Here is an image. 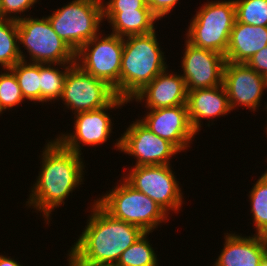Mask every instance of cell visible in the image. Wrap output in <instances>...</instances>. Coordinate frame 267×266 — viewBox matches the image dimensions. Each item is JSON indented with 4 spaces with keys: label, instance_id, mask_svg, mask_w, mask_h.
<instances>
[{
    "label": "cell",
    "instance_id": "obj_1",
    "mask_svg": "<svg viewBox=\"0 0 267 266\" xmlns=\"http://www.w3.org/2000/svg\"><path fill=\"white\" fill-rule=\"evenodd\" d=\"M45 144L40 151V171L25 205L40 212L47 225L52 220V212L84 184L86 164L80 154L64 148L55 138Z\"/></svg>",
    "mask_w": 267,
    "mask_h": 266
},
{
    "label": "cell",
    "instance_id": "obj_2",
    "mask_svg": "<svg viewBox=\"0 0 267 266\" xmlns=\"http://www.w3.org/2000/svg\"><path fill=\"white\" fill-rule=\"evenodd\" d=\"M91 203L83 232L71 248L87 261L116 265L121 254L145 232L135 225L113 218L95 199Z\"/></svg>",
    "mask_w": 267,
    "mask_h": 266
},
{
    "label": "cell",
    "instance_id": "obj_3",
    "mask_svg": "<svg viewBox=\"0 0 267 266\" xmlns=\"http://www.w3.org/2000/svg\"><path fill=\"white\" fill-rule=\"evenodd\" d=\"M156 30L123 38L120 69V97L128 102L168 68L166 55L157 39Z\"/></svg>",
    "mask_w": 267,
    "mask_h": 266
},
{
    "label": "cell",
    "instance_id": "obj_4",
    "mask_svg": "<svg viewBox=\"0 0 267 266\" xmlns=\"http://www.w3.org/2000/svg\"><path fill=\"white\" fill-rule=\"evenodd\" d=\"M119 182L95 200L113 218L135 225L147 233L169 221V215L153 199L134 189L122 176Z\"/></svg>",
    "mask_w": 267,
    "mask_h": 266
},
{
    "label": "cell",
    "instance_id": "obj_5",
    "mask_svg": "<svg viewBox=\"0 0 267 266\" xmlns=\"http://www.w3.org/2000/svg\"><path fill=\"white\" fill-rule=\"evenodd\" d=\"M198 8L190 19L185 40L225 56L236 20L234 0H211Z\"/></svg>",
    "mask_w": 267,
    "mask_h": 266
},
{
    "label": "cell",
    "instance_id": "obj_6",
    "mask_svg": "<svg viewBox=\"0 0 267 266\" xmlns=\"http://www.w3.org/2000/svg\"><path fill=\"white\" fill-rule=\"evenodd\" d=\"M28 16V17H27ZM17 21L21 60L43 64H74L75 52L52 28L48 18L30 14ZM27 56L30 58L27 60Z\"/></svg>",
    "mask_w": 267,
    "mask_h": 266
},
{
    "label": "cell",
    "instance_id": "obj_7",
    "mask_svg": "<svg viewBox=\"0 0 267 266\" xmlns=\"http://www.w3.org/2000/svg\"><path fill=\"white\" fill-rule=\"evenodd\" d=\"M55 33L76 52L100 32L102 0H72L46 16Z\"/></svg>",
    "mask_w": 267,
    "mask_h": 266
},
{
    "label": "cell",
    "instance_id": "obj_8",
    "mask_svg": "<svg viewBox=\"0 0 267 266\" xmlns=\"http://www.w3.org/2000/svg\"><path fill=\"white\" fill-rule=\"evenodd\" d=\"M123 46L122 37L100 32L75 52V64L95 78L107 82L120 97Z\"/></svg>",
    "mask_w": 267,
    "mask_h": 266
},
{
    "label": "cell",
    "instance_id": "obj_9",
    "mask_svg": "<svg viewBox=\"0 0 267 266\" xmlns=\"http://www.w3.org/2000/svg\"><path fill=\"white\" fill-rule=\"evenodd\" d=\"M172 165H142L121 174L134 189L153 199L168 215L179 213L183 201L182 188ZM126 174V175H125ZM174 211V212H173Z\"/></svg>",
    "mask_w": 267,
    "mask_h": 266
},
{
    "label": "cell",
    "instance_id": "obj_10",
    "mask_svg": "<svg viewBox=\"0 0 267 266\" xmlns=\"http://www.w3.org/2000/svg\"><path fill=\"white\" fill-rule=\"evenodd\" d=\"M129 102L117 96L109 105L99 109L80 112L74 115V129L71 132H63L55 136L56 140L66 149L77 154L83 155L84 146L97 147L107 142L111 134L114 133L112 129V118L108 110L121 109Z\"/></svg>",
    "mask_w": 267,
    "mask_h": 266
},
{
    "label": "cell",
    "instance_id": "obj_11",
    "mask_svg": "<svg viewBox=\"0 0 267 266\" xmlns=\"http://www.w3.org/2000/svg\"><path fill=\"white\" fill-rule=\"evenodd\" d=\"M117 97L114 88L73 64L64 80L61 101L75 115L109 105Z\"/></svg>",
    "mask_w": 267,
    "mask_h": 266
},
{
    "label": "cell",
    "instance_id": "obj_12",
    "mask_svg": "<svg viewBox=\"0 0 267 266\" xmlns=\"http://www.w3.org/2000/svg\"><path fill=\"white\" fill-rule=\"evenodd\" d=\"M115 140L114 150L136 159V163L130 167L170 165L172 157L180 153L172 143L151 132L138 119L128 125L126 131Z\"/></svg>",
    "mask_w": 267,
    "mask_h": 266
},
{
    "label": "cell",
    "instance_id": "obj_13",
    "mask_svg": "<svg viewBox=\"0 0 267 266\" xmlns=\"http://www.w3.org/2000/svg\"><path fill=\"white\" fill-rule=\"evenodd\" d=\"M223 86L228 95L231 111L238 107L256 112L262 106L267 78L255 72L246 63L227 62L224 67Z\"/></svg>",
    "mask_w": 267,
    "mask_h": 266
},
{
    "label": "cell",
    "instance_id": "obj_14",
    "mask_svg": "<svg viewBox=\"0 0 267 266\" xmlns=\"http://www.w3.org/2000/svg\"><path fill=\"white\" fill-rule=\"evenodd\" d=\"M184 41L185 49L180 67L183 69L181 76L185 80L187 92L222 85L226 57Z\"/></svg>",
    "mask_w": 267,
    "mask_h": 266
},
{
    "label": "cell",
    "instance_id": "obj_15",
    "mask_svg": "<svg viewBox=\"0 0 267 266\" xmlns=\"http://www.w3.org/2000/svg\"><path fill=\"white\" fill-rule=\"evenodd\" d=\"M141 118L138 120L147 129L172 143L180 152L192 147L197 133L190 124L186 105L148 110Z\"/></svg>",
    "mask_w": 267,
    "mask_h": 266
},
{
    "label": "cell",
    "instance_id": "obj_16",
    "mask_svg": "<svg viewBox=\"0 0 267 266\" xmlns=\"http://www.w3.org/2000/svg\"><path fill=\"white\" fill-rule=\"evenodd\" d=\"M172 72L168 68L158 74L149 84L138 92L130 101L146 103V110L186 105L187 88L181 73ZM144 101V102H143Z\"/></svg>",
    "mask_w": 267,
    "mask_h": 266
},
{
    "label": "cell",
    "instance_id": "obj_17",
    "mask_svg": "<svg viewBox=\"0 0 267 266\" xmlns=\"http://www.w3.org/2000/svg\"><path fill=\"white\" fill-rule=\"evenodd\" d=\"M186 106L190 124L197 134L203 127L202 120L206 119L209 122L207 126L210 127V120L225 117L231 113L228 95L223 84L188 91Z\"/></svg>",
    "mask_w": 267,
    "mask_h": 266
},
{
    "label": "cell",
    "instance_id": "obj_18",
    "mask_svg": "<svg viewBox=\"0 0 267 266\" xmlns=\"http://www.w3.org/2000/svg\"><path fill=\"white\" fill-rule=\"evenodd\" d=\"M224 244L213 266H260L266 255L261 235L242 236L237 232L224 233Z\"/></svg>",
    "mask_w": 267,
    "mask_h": 266
},
{
    "label": "cell",
    "instance_id": "obj_19",
    "mask_svg": "<svg viewBox=\"0 0 267 266\" xmlns=\"http://www.w3.org/2000/svg\"><path fill=\"white\" fill-rule=\"evenodd\" d=\"M266 46L267 27L253 26L235 20L225 54L226 61L246 63Z\"/></svg>",
    "mask_w": 267,
    "mask_h": 266
},
{
    "label": "cell",
    "instance_id": "obj_20",
    "mask_svg": "<svg viewBox=\"0 0 267 266\" xmlns=\"http://www.w3.org/2000/svg\"><path fill=\"white\" fill-rule=\"evenodd\" d=\"M157 20L160 19L151 10L103 12V21L109 23L111 33L122 38L156 30Z\"/></svg>",
    "mask_w": 267,
    "mask_h": 266
},
{
    "label": "cell",
    "instance_id": "obj_21",
    "mask_svg": "<svg viewBox=\"0 0 267 266\" xmlns=\"http://www.w3.org/2000/svg\"><path fill=\"white\" fill-rule=\"evenodd\" d=\"M72 65L40 63V103L42 105L60 100L65 77Z\"/></svg>",
    "mask_w": 267,
    "mask_h": 266
},
{
    "label": "cell",
    "instance_id": "obj_22",
    "mask_svg": "<svg viewBox=\"0 0 267 266\" xmlns=\"http://www.w3.org/2000/svg\"><path fill=\"white\" fill-rule=\"evenodd\" d=\"M20 46L17 21L9 19L0 21V66L2 70L10 69L21 61Z\"/></svg>",
    "mask_w": 267,
    "mask_h": 266
},
{
    "label": "cell",
    "instance_id": "obj_23",
    "mask_svg": "<svg viewBox=\"0 0 267 266\" xmlns=\"http://www.w3.org/2000/svg\"><path fill=\"white\" fill-rule=\"evenodd\" d=\"M250 213L256 235L267 233V170L258 177V180L249 191Z\"/></svg>",
    "mask_w": 267,
    "mask_h": 266
},
{
    "label": "cell",
    "instance_id": "obj_24",
    "mask_svg": "<svg viewBox=\"0 0 267 266\" xmlns=\"http://www.w3.org/2000/svg\"><path fill=\"white\" fill-rule=\"evenodd\" d=\"M10 70L16 76L24 99L40 103V63L21 60Z\"/></svg>",
    "mask_w": 267,
    "mask_h": 266
},
{
    "label": "cell",
    "instance_id": "obj_25",
    "mask_svg": "<svg viewBox=\"0 0 267 266\" xmlns=\"http://www.w3.org/2000/svg\"><path fill=\"white\" fill-rule=\"evenodd\" d=\"M149 235L150 233L145 232L139 240L125 250L116 266H159L155 249L149 241Z\"/></svg>",
    "mask_w": 267,
    "mask_h": 266
},
{
    "label": "cell",
    "instance_id": "obj_26",
    "mask_svg": "<svg viewBox=\"0 0 267 266\" xmlns=\"http://www.w3.org/2000/svg\"><path fill=\"white\" fill-rule=\"evenodd\" d=\"M236 21L267 27V0H234Z\"/></svg>",
    "mask_w": 267,
    "mask_h": 266
},
{
    "label": "cell",
    "instance_id": "obj_27",
    "mask_svg": "<svg viewBox=\"0 0 267 266\" xmlns=\"http://www.w3.org/2000/svg\"><path fill=\"white\" fill-rule=\"evenodd\" d=\"M0 71V107L3 111L12 110L21 103H25L15 74L10 69Z\"/></svg>",
    "mask_w": 267,
    "mask_h": 266
},
{
    "label": "cell",
    "instance_id": "obj_28",
    "mask_svg": "<svg viewBox=\"0 0 267 266\" xmlns=\"http://www.w3.org/2000/svg\"><path fill=\"white\" fill-rule=\"evenodd\" d=\"M38 2L39 0H0V5L5 19L18 21L26 17L25 12H29Z\"/></svg>",
    "mask_w": 267,
    "mask_h": 266
},
{
    "label": "cell",
    "instance_id": "obj_29",
    "mask_svg": "<svg viewBox=\"0 0 267 266\" xmlns=\"http://www.w3.org/2000/svg\"><path fill=\"white\" fill-rule=\"evenodd\" d=\"M103 12L151 10L146 0H102Z\"/></svg>",
    "mask_w": 267,
    "mask_h": 266
},
{
    "label": "cell",
    "instance_id": "obj_30",
    "mask_svg": "<svg viewBox=\"0 0 267 266\" xmlns=\"http://www.w3.org/2000/svg\"><path fill=\"white\" fill-rule=\"evenodd\" d=\"M151 11L161 20L173 11L179 0H146ZM172 10V11H171Z\"/></svg>",
    "mask_w": 267,
    "mask_h": 266
},
{
    "label": "cell",
    "instance_id": "obj_31",
    "mask_svg": "<svg viewBox=\"0 0 267 266\" xmlns=\"http://www.w3.org/2000/svg\"><path fill=\"white\" fill-rule=\"evenodd\" d=\"M246 64L255 72L267 78V46L255 53Z\"/></svg>",
    "mask_w": 267,
    "mask_h": 266
},
{
    "label": "cell",
    "instance_id": "obj_32",
    "mask_svg": "<svg viewBox=\"0 0 267 266\" xmlns=\"http://www.w3.org/2000/svg\"><path fill=\"white\" fill-rule=\"evenodd\" d=\"M66 256L68 266H116L115 264L87 261L86 259L80 257L72 248L68 250V255L66 254Z\"/></svg>",
    "mask_w": 267,
    "mask_h": 266
},
{
    "label": "cell",
    "instance_id": "obj_33",
    "mask_svg": "<svg viewBox=\"0 0 267 266\" xmlns=\"http://www.w3.org/2000/svg\"><path fill=\"white\" fill-rule=\"evenodd\" d=\"M21 262L17 261V259L12 258L8 255H0V266H23L20 264Z\"/></svg>",
    "mask_w": 267,
    "mask_h": 266
},
{
    "label": "cell",
    "instance_id": "obj_34",
    "mask_svg": "<svg viewBox=\"0 0 267 266\" xmlns=\"http://www.w3.org/2000/svg\"><path fill=\"white\" fill-rule=\"evenodd\" d=\"M265 244V248H266V255H267V233L261 235Z\"/></svg>",
    "mask_w": 267,
    "mask_h": 266
},
{
    "label": "cell",
    "instance_id": "obj_35",
    "mask_svg": "<svg viewBox=\"0 0 267 266\" xmlns=\"http://www.w3.org/2000/svg\"><path fill=\"white\" fill-rule=\"evenodd\" d=\"M260 266H267V255L262 259Z\"/></svg>",
    "mask_w": 267,
    "mask_h": 266
},
{
    "label": "cell",
    "instance_id": "obj_36",
    "mask_svg": "<svg viewBox=\"0 0 267 266\" xmlns=\"http://www.w3.org/2000/svg\"><path fill=\"white\" fill-rule=\"evenodd\" d=\"M5 18H4V16H3V14H2V10H1V5H0V21H2V20H4Z\"/></svg>",
    "mask_w": 267,
    "mask_h": 266
},
{
    "label": "cell",
    "instance_id": "obj_37",
    "mask_svg": "<svg viewBox=\"0 0 267 266\" xmlns=\"http://www.w3.org/2000/svg\"><path fill=\"white\" fill-rule=\"evenodd\" d=\"M266 125H267V122H266ZM265 132H266V134H267V126L265 127ZM267 137V136H266ZM266 161H267V158H266ZM267 163V162H266Z\"/></svg>",
    "mask_w": 267,
    "mask_h": 266
},
{
    "label": "cell",
    "instance_id": "obj_38",
    "mask_svg": "<svg viewBox=\"0 0 267 266\" xmlns=\"http://www.w3.org/2000/svg\"><path fill=\"white\" fill-rule=\"evenodd\" d=\"M4 113V111L1 109V107H0V114H3ZM1 116V115H0Z\"/></svg>",
    "mask_w": 267,
    "mask_h": 266
},
{
    "label": "cell",
    "instance_id": "obj_39",
    "mask_svg": "<svg viewBox=\"0 0 267 266\" xmlns=\"http://www.w3.org/2000/svg\"><path fill=\"white\" fill-rule=\"evenodd\" d=\"M264 108H266V109H264V110L267 112V102H266V105H265ZM266 122H267V120H266Z\"/></svg>",
    "mask_w": 267,
    "mask_h": 266
}]
</instances>
